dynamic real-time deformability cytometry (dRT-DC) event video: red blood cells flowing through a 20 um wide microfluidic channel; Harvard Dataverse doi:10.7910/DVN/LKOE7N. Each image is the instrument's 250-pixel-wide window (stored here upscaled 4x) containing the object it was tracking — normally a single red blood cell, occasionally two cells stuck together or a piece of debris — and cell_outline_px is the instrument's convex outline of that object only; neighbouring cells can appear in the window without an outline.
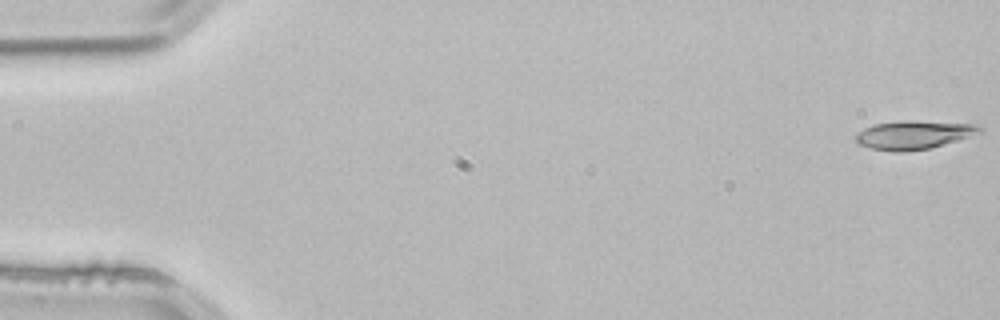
{"species": "common noctule bat (a hibernating species)", "species_latin": "Nyctalus noctula", "temperature_condition": "room temperature", "stored_images_in_passage": 53, "camera_frame_rate_fps": 3000, "um_per_image_px": 0.085, "animal": {"sex": "male", "body_mass_g": 21.5, "forearm_length_mm": 52.0}, "frame": {"image": 1, "passage_image": 1, "time_ms": 0.0, "image_size_px": [1000, 320], "cell_outline_px": [[984, 132], [928, 148], [904, 152], [892, 152], [872, 148], [856, 144], [856, 132], [872, 124], [904, 120], [908, 120], [976, 124], [984, 128]], "centroid_in_image_um": [77.64, 11.45], "position_along_channel_um": 7.4, "area_um2": 20.69}}
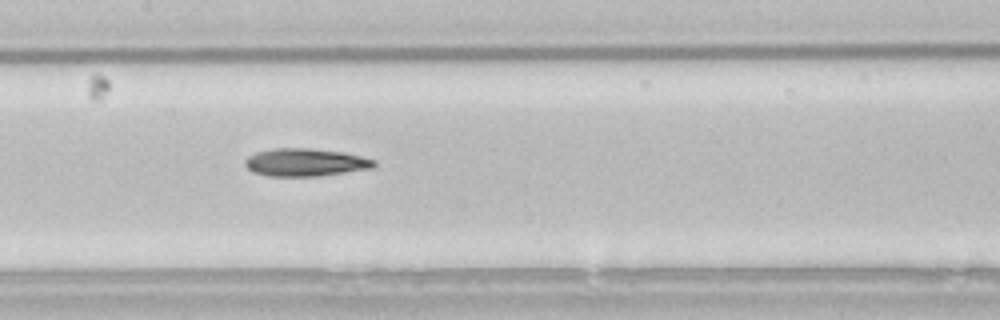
{"frame": {"image": 2, "passage_image": 26, "time_ms": 8.333, "image_size_px": [1000, 320], "cell_outline_px": [[376, 164], [372, 168], [316, 176], [268, 176], [252, 172], [244, 164], [244, 160], [248, 156], [256, 152], [276, 148], [308, 148], [344, 152], [376, 160]], "centroid_in_image_um": [25.93, 13.8], "position_along_channel_um": 181.5, "area_um2": 20.81}}
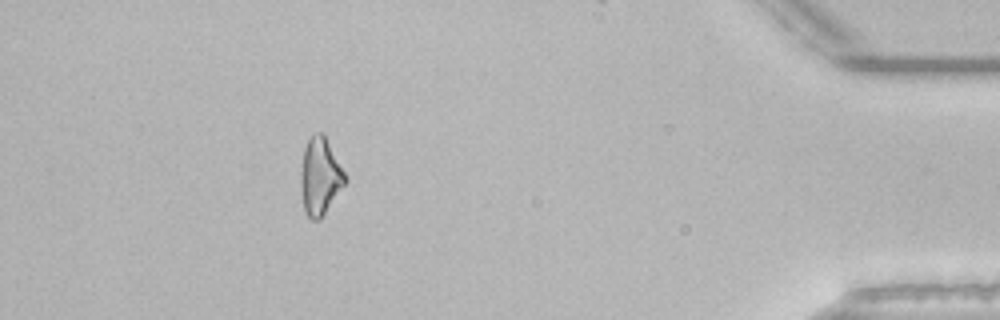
{"frame": {"image": 3, "passage_image": 48, "time_ms": 15.667, "image_size_px": [1000, 320], "cell_outline_px": [[348, 180], [320, 220], [312, 220], [304, 212], [300, 188], [300, 172], [304, 148], [312, 132], [324, 132]], "centroid_in_image_um": [27.19, 14.98], "position_along_channel_um": 408.0, "area_um2": 20.23}, "authors_computed_cell_mechanics": {"area_um2": 20.23, "velocity_mm_per_s": 3.85, "shape_relaxation_time_tau1_ms": 5.6781, "shape_relaxation_time_tau2_ms": null, "deformation_change_tau1": 0.1573, "deformation_change_tau2": null}}